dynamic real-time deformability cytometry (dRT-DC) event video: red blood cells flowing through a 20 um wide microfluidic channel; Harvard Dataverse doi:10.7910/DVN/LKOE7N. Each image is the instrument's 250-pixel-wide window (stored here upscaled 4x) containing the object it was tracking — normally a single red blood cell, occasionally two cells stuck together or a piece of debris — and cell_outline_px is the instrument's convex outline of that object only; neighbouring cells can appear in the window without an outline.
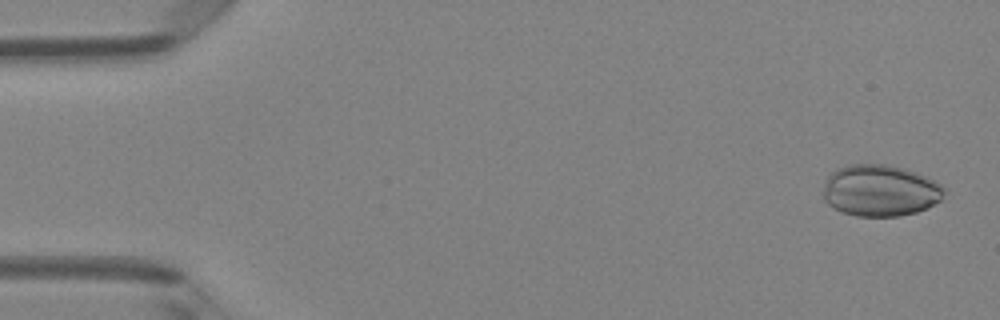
{"species": "Egyptian fruit bat (a non-hibernating species)", "species_latin": "Rousettus aegyptiacus", "temperature_condition": "room temperature", "stored_images_in_passage": 5, "camera_frame_rate_fps": 3000, "um_per_image_px": 0.085, "animal": {"sex": "female"}, "frame": {"image": 1, "passage_image": 1, "time_ms": 0.0, "image_size_px": [1000, 320], "cell_outline_px": [[948, 188], [940, 200], [928, 208], [916, 212], [900, 216], [856, 216], [844, 212], [828, 204], [824, 200], [824, 184], [828, 176], [836, 168], [848, 164], [884, 164], [904, 168], [936, 180]], "centroid_in_image_um": [74.85, 16.19], "position_along_channel_um": 10.1, "area_um2": 36.59}}